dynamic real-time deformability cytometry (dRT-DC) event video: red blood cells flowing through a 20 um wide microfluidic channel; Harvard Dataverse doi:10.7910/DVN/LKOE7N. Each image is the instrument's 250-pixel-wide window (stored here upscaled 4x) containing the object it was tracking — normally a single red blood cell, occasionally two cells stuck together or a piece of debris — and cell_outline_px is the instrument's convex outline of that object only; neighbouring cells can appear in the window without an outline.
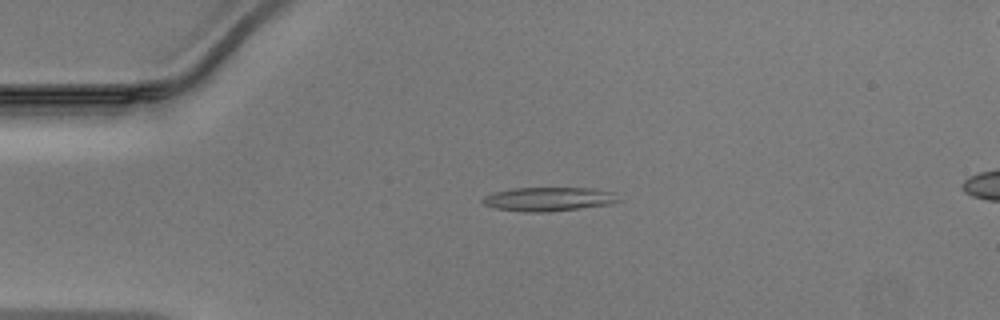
{"species": "Egyptian fruit bat (a non-hibernating species)", "species_latin": "Rousettus aegyptiacus", "temperature_condition": "warm", "stored_images_in_passage": 47, "camera_frame_rate_fps": 3000, "um_per_image_px": 0.085, "animal": {"sex": "male"}, "frame": {"image": 1, "passage_image": 10, "time_ms": 3.0, "image_size_px": [1000, 320], "cell_outline_px": [[624, 200], [612, 204], [548, 212], [528, 212], [496, 208], [484, 204], [480, 200], [484, 196], [492, 192], [512, 188], [588, 188], [616, 192]], "centroid_in_image_um": [46.69, 16.92], "position_along_channel_um": 38.3, "area_um2": 19.19}}
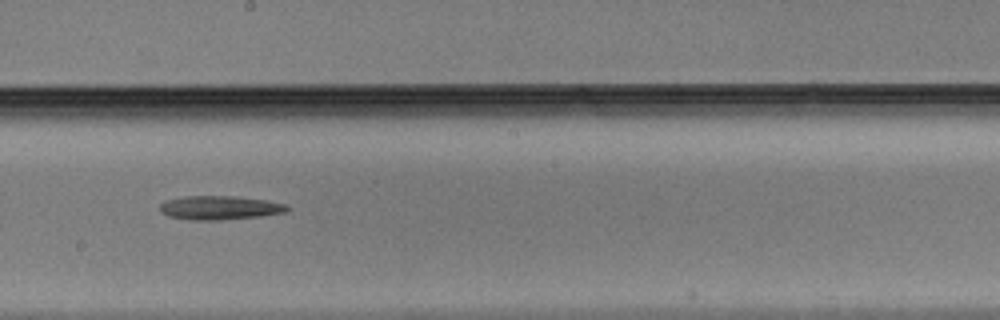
{"frame": {"image": 2, "passage_image": 26, "time_ms": 8.333, "image_size_px": [1000, 320], "cell_outline_px": [[288, 208], [284, 212], [260, 216], [216, 220], [192, 220], [168, 216], [160, 212], [160, 204], [164, 200], [184, 196], [236, 196], [264, 200], [288, 204]], "centroid_in_image_um": [18.62, 17.65], "position_along_channel_um": 229.6, "area_um2": 17.63}}
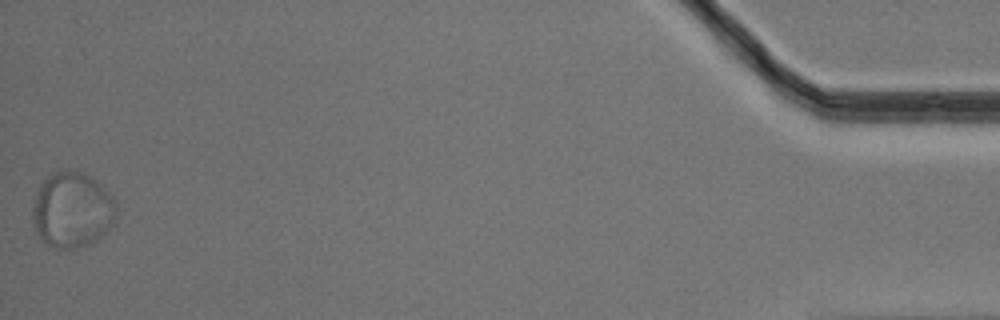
{"frame": {"image": 3, "passage_image": 47, "time_ms": 15.333, "image_size_px": [1000, 320], "cell_outline_px": [[116, 224], [96, 240], [76, 248], [56, 248], [48, 244], [36, 232], [32, 216], [32, 204], [36, 192], [40, 184], [48, 176], [56, 172], [84, 172], [92, 176], [112, 196], [116, 204]], "centroid_in_image_um": [6.15, 17.84], "position_along_channel_um": 429.0, "area_um2": 36.82}}